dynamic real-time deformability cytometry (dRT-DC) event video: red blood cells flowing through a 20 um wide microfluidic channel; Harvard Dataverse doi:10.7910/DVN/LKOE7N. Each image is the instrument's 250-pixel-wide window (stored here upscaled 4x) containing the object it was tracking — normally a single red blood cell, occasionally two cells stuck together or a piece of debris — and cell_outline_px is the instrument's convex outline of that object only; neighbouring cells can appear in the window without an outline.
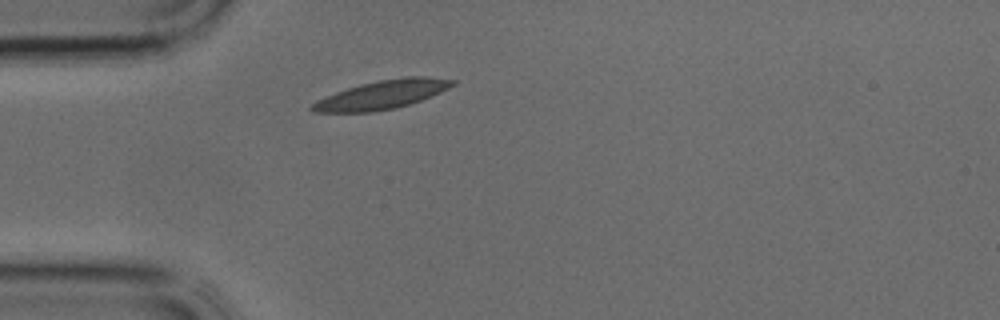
{"species": "common noctule bat (a hibernating species)", "species_latin": "Nyctalus noctula", "temperature_condition": "cold", "stored_images_in_passage": 29, "camera_frame_rate_fps": 3000, "um_per_image_px": 0.085, "animal": {"sex": "male", "body_mass_g": 17.9, "forearm_length_mm": 54.2}, "frame": {"image": 1, "passage_image": 1, "time_ms": 0.0, "image_size_px": [1000, 320], "cell_outline_px": [[456, 84], [440, 92], [420, 100], [396, 108], [372, 112], [312, 112], [308, 108], [316, 100], [324, 96], [360, 84], [380, 80], [404, 76], [428, 76], [456, 80]], "centroid_in_image_um": [32.46, 8.04], "position_along_channel_um": 52.5, "area_um2": 23.47}}
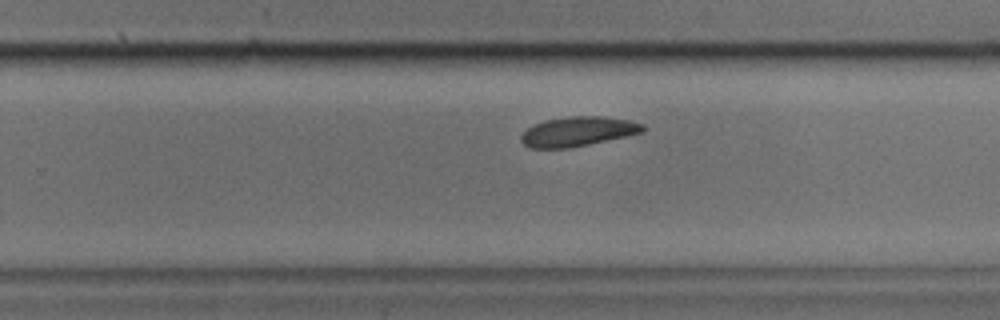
{"frame": {"image": 2, "passage_image": 15, "time_ms": 4.667, "image_size_px": [1000, 320], "cell_outline_px": [[644, 132], [588, 144], [568, 148], [528, 148], [520, 140], [520, 136], [532, 124], [544, 120], [568, 116], [604, 116], [628, 120], [644, 124]], "centroid_in_image_um": [49.09, 11.17], "position_along_channel_um": 280.7, "area_um2": 20.98}}
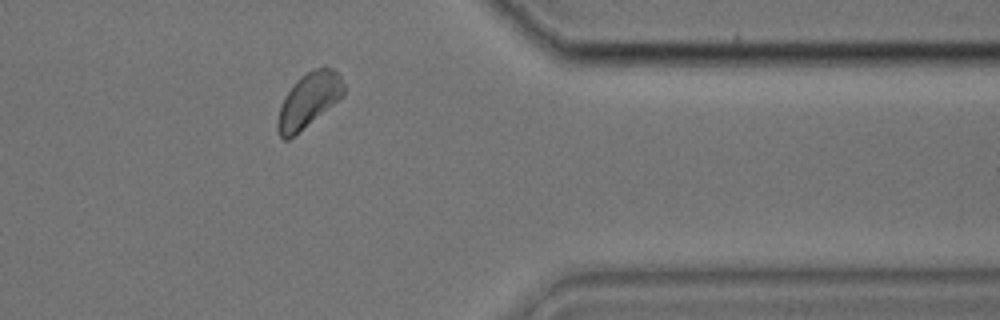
{"frame": {"image": 3, "passage_image": 22, "time_ms": 7.0, "image_size_px": [1000, 320], "cell_outline_px": [[344, 96], [288, 140], [284, 140], [280, 136], [276, 128], [276, 120], [280, 104], [296, 80], [300, 76], [312, 68], [324, 64], [332, 68], [340, 76], [344, 84]], "centroid_in_image_um": [26.23, 8.48], "position_along_channel_um": 385.2, "area_um2": 21.21}}